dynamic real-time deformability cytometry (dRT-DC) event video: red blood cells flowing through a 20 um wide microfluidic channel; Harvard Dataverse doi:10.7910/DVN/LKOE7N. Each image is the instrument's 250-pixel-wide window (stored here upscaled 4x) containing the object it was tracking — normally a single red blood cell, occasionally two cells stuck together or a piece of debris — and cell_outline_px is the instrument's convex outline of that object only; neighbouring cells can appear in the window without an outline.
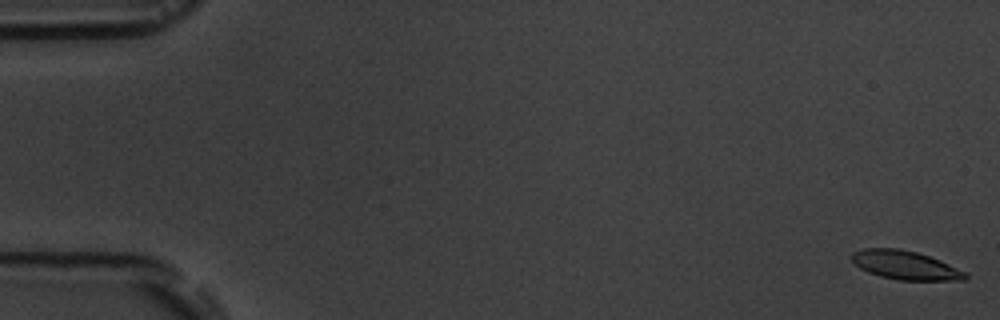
{"species": "common noctule bat (a hibernating species)", "species_latin": "Nyctalus noctula", "temperature_condition": "room temperature", "stored_images_in_passage": 8, "segment_of_instrument_passage": [1, 2], "camera_frame_rate_fps": 3000, "um_per_image_px": 0.085, "animal": {"sex": "male", "body_mass_g": 19.5, "forearm_length_mm": 54.6}, "frame": {"image": 1, "passage_image": 1, "time_ms": 0.0, "image_size_px": [1000, 320], "cell_outline_px": [[968, 280], [900, 280], [880, 276], [868, 272], [860, 268], [852, 260], [852, 252], [864, 248], [900, 248], [916, 252], [940, 260], [968, 272]], "centroid_in_image_um": [76.99, 22.54], "position_along_channel_um": 8.0, "area_um2": 19.07}}
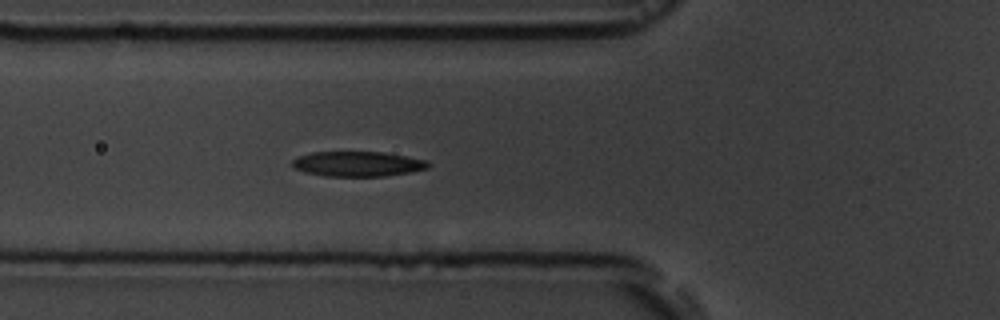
{"frame": {"image": 2, "passage_image": 7, "time_ms": 6.667, "image_size_px": [1000, 320], "cell_outline_px": [[432, 164], [428, 168], [412, 172], [384, 176], [324, 176], [304, 172], [292, 168], [292, 160], [296, 156], [312, 152], [384, 152], [428, 160]], "centroid_in_image_um": [30.4, 13.93], "position_along_channel_um": 95.4, "area_um2": 20.11}}